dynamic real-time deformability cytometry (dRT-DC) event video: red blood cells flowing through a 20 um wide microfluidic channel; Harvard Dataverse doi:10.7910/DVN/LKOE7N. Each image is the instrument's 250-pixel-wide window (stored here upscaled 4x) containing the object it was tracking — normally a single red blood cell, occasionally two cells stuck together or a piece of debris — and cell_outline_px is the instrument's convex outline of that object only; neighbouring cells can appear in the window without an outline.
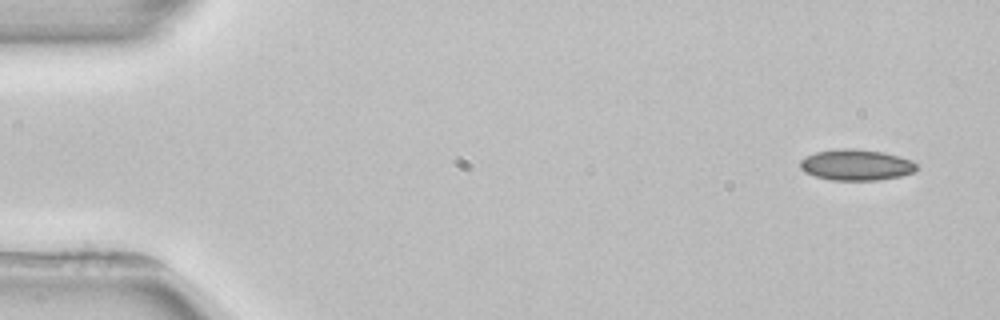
{"species": "common noctule bat (a hibernating species)", "species_latin": "Nyctalus noctula", "temperature_condition": "room temperature", "stored_images_in_passage": 3, "camera_frame_rate_fps": 3000, "um_per_image_px": 0.085, "animal": {"sex": "female", "body_mass_g": 22.7, "forearm_length_mm": 54.2}, "frame": {"image": 1, "passage_image": 1, "time_ms": 0.0, "image_size_px": [1000, 320], "cell_outline_px": [[916, 172], [900, 176], [876, 180], [832, 180], [816, 176], [804, 172], [800, 168], [800, 160], [816, 152], [840, 148], [852, 148], [884, 152], [900, 156], [916, 164]], "centroid_in_image_um": [72.77, 14.01], "position_along_channel_um": 12.2, "area_um2": 20.92}}